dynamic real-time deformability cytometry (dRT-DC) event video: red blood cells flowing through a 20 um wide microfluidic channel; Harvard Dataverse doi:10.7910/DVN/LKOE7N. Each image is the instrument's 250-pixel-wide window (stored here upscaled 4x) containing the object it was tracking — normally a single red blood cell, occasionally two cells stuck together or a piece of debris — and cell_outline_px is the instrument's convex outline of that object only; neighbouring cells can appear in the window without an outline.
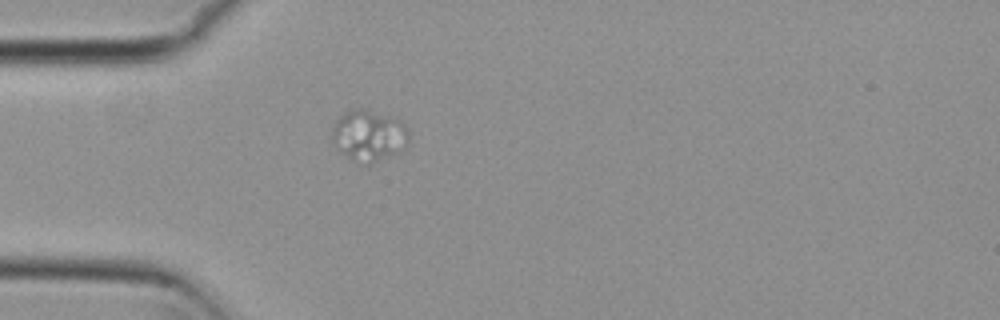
{"species": "common noctule bat (a hibernating species)", "species_latin": "Nyctalus noctula", "temperature_condition": "cold", "stored_images_in_passage": 1, "camera_frame_rate_fps": 3000, "um_per_image_px": 0.085, "animal": {"sex": "female", "body_mass_g": 29.2, "forearm_length_mm": 56.3}, "frame": {"image": 1, "passage_image": 1, "time_ms": 0.0, "image_size_px": [1000, 320], "cell_outline_px": [[408, 140], [404, 148], [400, 152], [392, 156], [368, 164], [360, 164], [340, 152], [332, 144], [332, 124], [344, 112], [352, 108], [368, 108], [400, 120], [408, 128]], "centroid_in_image_um": [31.33, 11.51], "position_along_channel_um": 53.7, "area_um2": 23.41}}